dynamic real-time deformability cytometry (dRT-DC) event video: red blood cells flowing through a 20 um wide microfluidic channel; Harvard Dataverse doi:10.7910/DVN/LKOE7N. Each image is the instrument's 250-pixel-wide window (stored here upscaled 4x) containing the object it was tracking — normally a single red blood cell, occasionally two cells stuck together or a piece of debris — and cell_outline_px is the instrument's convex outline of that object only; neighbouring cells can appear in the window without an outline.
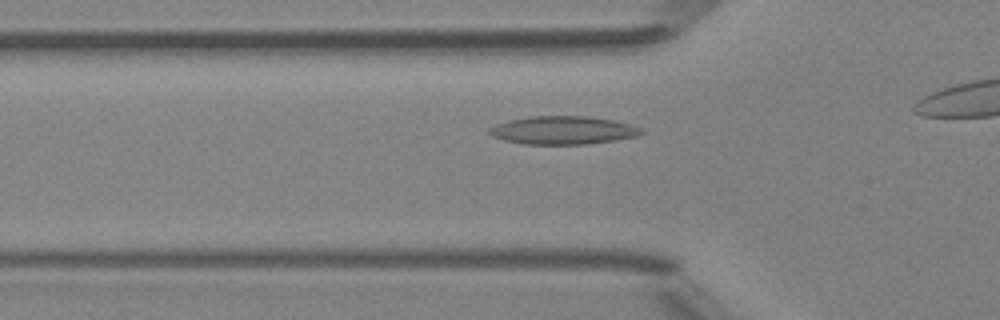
{"species": "Egyptian fruit bat (a non-hibernating species)", "species_latin": "Rousettus aegyptiacus", "temperature_condition": "room temperature", "stored_images_in_passage": 34, "camera_frame_rate_fps": 3000, "um_per_image_px": 0.085, "animal": {"sex": "female"}, "frame": {"image": 1, "passage_image": 11, "time_ms": 3.333, "image_size_px": [1000, 320], "cell_outline_px": [[644, 132], [636, 136], [616, 140], [588, 144], [524, 144], [504, 140], [492, 136], [488, 132], [488, 128], [496, 124], [508, 120], [528, 116], [588, 116], [616, 120], [640, 128]], "centroid_in_image_um": [47.83, 11.06], "position_along_channel_um": 78.0, "area_um2": 25.03}}
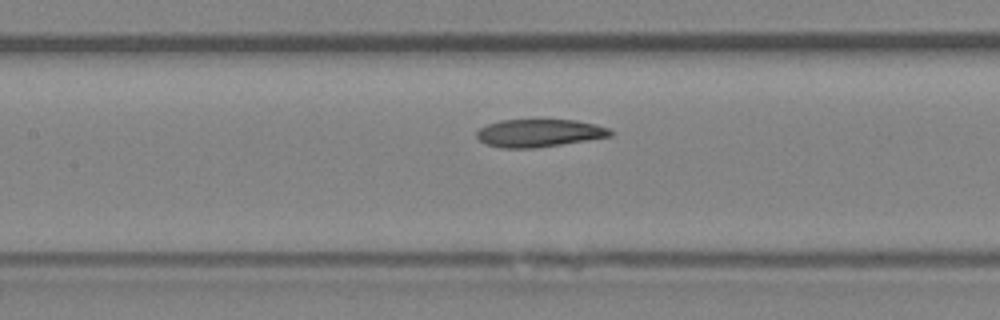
{"frame": {"image": 2, "passage_image": 17, "time_ms": 5.333, "image_size_px": [1000, 320], "cell_outline_px": [[616, 132], [612, 136], [588, 140], [536, 148], [500, 148], [484, 144], [476, 136], [476, 132], [480, 128], [488, 124], [500, 120], [576, 120], [596, 124], [608, 128]], "centroid_in_image_um": [45.84, 11.31], "position_along_channel_um": 161.6, "area_um2": 21.79}}
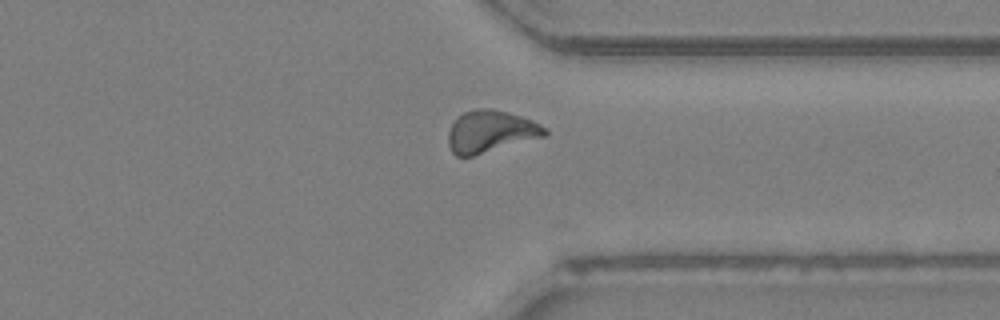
{"frame": {"image": 3, "passage_image": 32, "time_ms": 10.333, "image_size_px": [1000, 320], "cell_outline_px": [[548, 136], [472, 156], [456, 156], [452, 152], [448, 144], [448, 132], [452, 124], [464, 112], [476, 108], [492, 108], [508, 112], [532, 120], [548, 128]], "centroid_in_image_um": [41.74, 11.18], "position_along_channel_um": 369.7, "area_um2": 23.81}}